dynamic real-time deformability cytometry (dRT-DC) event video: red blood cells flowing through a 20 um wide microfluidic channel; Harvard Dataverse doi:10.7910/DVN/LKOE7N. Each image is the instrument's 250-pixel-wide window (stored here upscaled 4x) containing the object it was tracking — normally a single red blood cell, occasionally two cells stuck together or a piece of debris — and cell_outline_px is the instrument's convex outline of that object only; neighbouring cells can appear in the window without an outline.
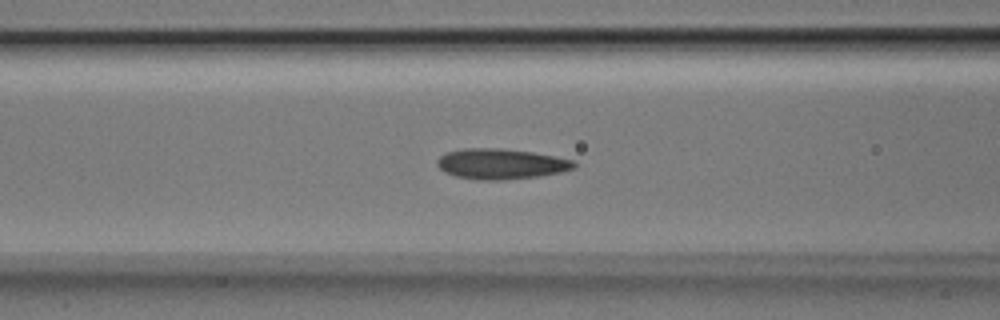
{"species": "Egyptian fruit bat (a non-hibernating species)", "species_latin": "Rousettus aegyptiacus", "temperature_condition": "room temperature", "stored_images_in_passage": 52, "camera_frame_rate_fps": 3000, "um_per_image_px": 0.085, "animal": {"sex": "male"}, "frame": {"image": 1, "passage_image": 20, "time_ms": 6.333, "image_size_px": [1000, 320], "cell_outline_px": [[576, 168], [564, 172], [540, 176], [504, 180], [476, 180], [456, 176], [444, 172], [436, 164], [436, 160], [440, 156], [448, 152], [464, 148], [500, 148], [532, 152], [556, 156], [576, 160]], "centroid_in_image_um": [42.63, 13.94], "position_along_channel_um": 124.0, "area_um2": 24.62}}
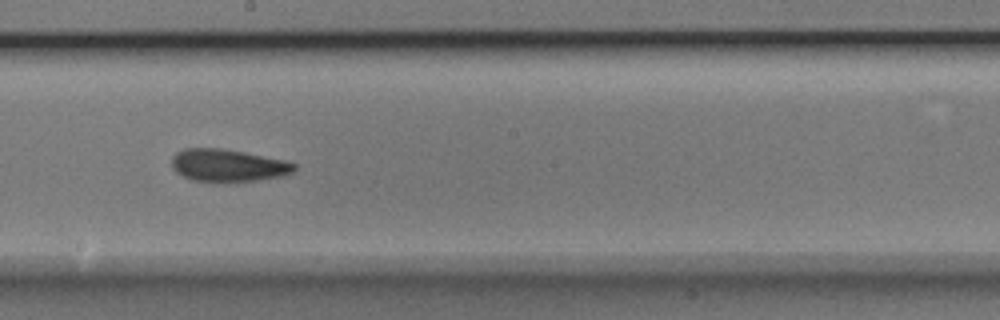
{"frame": {"image": 2, "passage_image": 28, "time_ms": 9.0, "image_size_px": [1000, 320], "cell_outline_px": [[296, 168], [292, 172], [284, 176], [256, 180], [216, 184], [212, 184], [192, 180], [176, 172], [172, 168], [172, 156], [176, 152], [184, 148], [220, 148], [244, 152], [284, 160], [296, 164]], "centroid_in_image_um": [19.34, 14.09], "position_along_channel_um": 228.9, "area_um2": 23.7}}
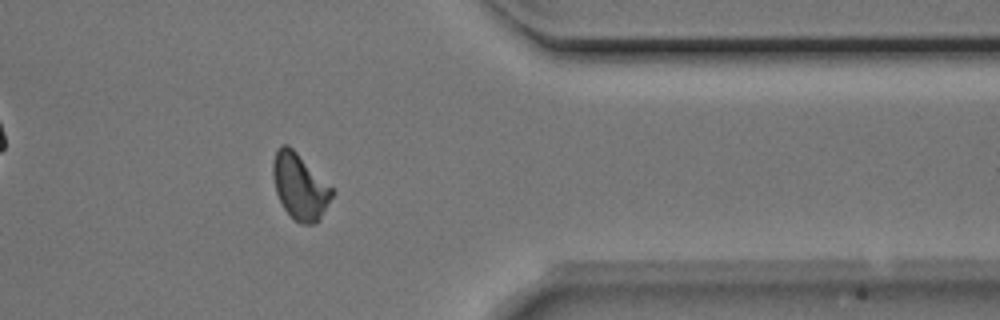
{"frame": {"image": 3, "passage_image": 41, "time_ms": 13.333, "image_size_px": [1000, 320], "cell_outline_px": [[336, 192], [320, 220], [316, 224], [300, 224], [284, 208], [276, 192], [272, 176], [272, 160], [276, 148], [280, 144], [288, 144]], "centroid_in_image_um": [25.48, 15.85], "position_along_channel_um": 385.9, "area_um2": 22.72}, "authors_computed_cell_mechanics": {"area_um2": 22.7732, "velocity_mm_per_s": 3.9332, "shape_relaxation_time_tau1_ms": 3.3169, "shape_relaxation_time_tau2_ms": 1.9714, "deformation_change_tau1": 0.1146, "deformation_change_tau2": 0.0758}}